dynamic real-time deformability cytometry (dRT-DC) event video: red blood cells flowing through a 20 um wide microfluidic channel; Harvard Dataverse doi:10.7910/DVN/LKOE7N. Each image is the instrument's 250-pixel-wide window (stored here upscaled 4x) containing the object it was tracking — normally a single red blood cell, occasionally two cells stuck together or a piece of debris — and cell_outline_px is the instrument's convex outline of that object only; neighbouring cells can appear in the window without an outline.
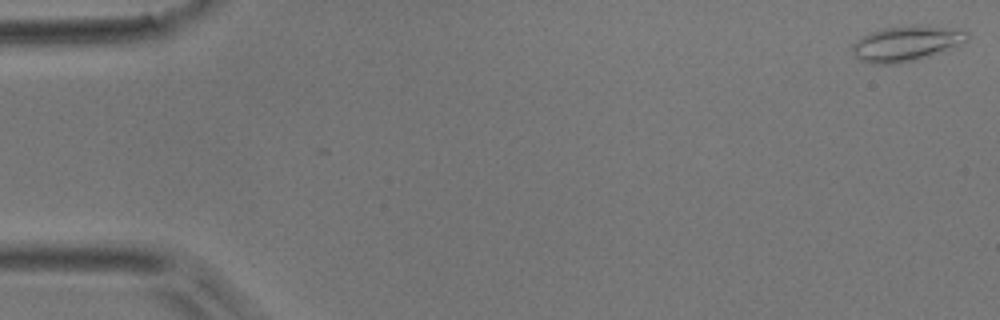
{"species": "common noctule bat (a hibernating species)", "species_latin": "Nyctalus noctula", "temperature_condition": "room temperature", "stored_images_in_passage": 51, "camera_frame_rate_fps": 3000, "um_per_image_px": 0.085, "animal": {"sex": "male", "body_mass_g": 17.9}, "frame": {"image": 1, "passage_image": 1, "time_ms": 0.0, "image_size_px": [1000, 320], "cell_outline_px": [[972, 36], [968, 40], [956, 48], [916, 60], [896, 64], [872, 64], [860, 60], [852, 52], [852, 44], [856, 40], [880, 28], [916, 24], [944, 28], [968, 32]], "centroid_in_image_um": [77.06, 3.7], "position_along_channel_um": 7.9, "area_um2": 23.87}}
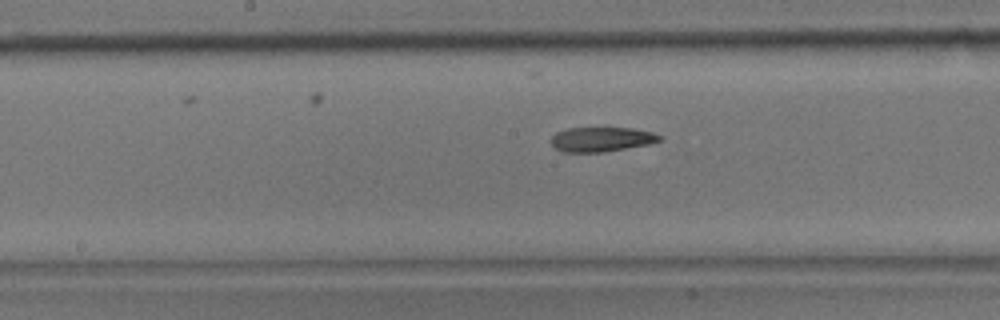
{"frame": {"image": 2, "passage_image": 26, "time_ms": 8.333, "image_size_px": [1000, 320], "cell_outline_px": [[664, 140], [648, 144], [604, 152], [564, 152], [556, 148], [548, 140], [556, 132], [568, 128], [632, 128], [652, 132], [664, 136]], "centroid_in_image_um": [51.14, 11.84], "position_along_channel_um": 197.1, "area_um2": 15.66}}
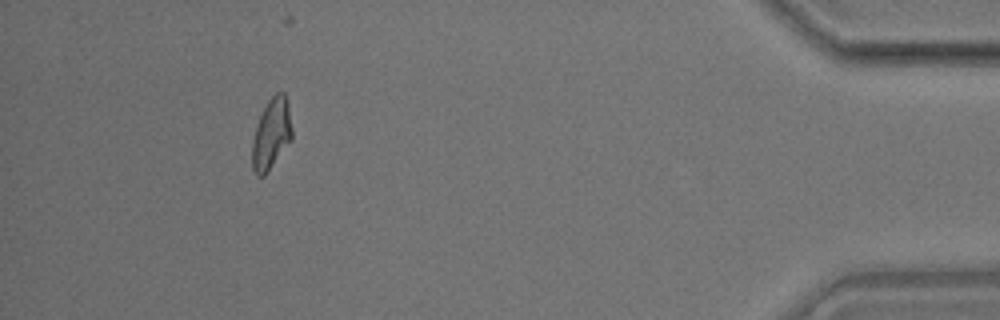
{"frame": {"image": 3, "passage_image": 47, "time_ms": 15.333, "image_size_px": [1000, 320], "cell_outline_px": [[292, 140], [264, 176], [256, 176], [252, 168], [252, 144], [256, 124], [268, 100], [276, 92], [284, 92], [288, 100], [292, 128]], "centroid_in_image_um": [23.08, 11.37], "position_along_channel_um": 412.1, "area_um2": 16.59}, "authors_computed_cell_mechanics": {"area_um2": 16.6464, "velocity_mm_per_s": 3.924, "shape_relaxation_time_tau1_ms": 6.7814, "shape_relaxation_time_tau2_ms": 5.133, "deformation_change_tau1": 0.2222, "deformation_change_tau2": 0.1371}}